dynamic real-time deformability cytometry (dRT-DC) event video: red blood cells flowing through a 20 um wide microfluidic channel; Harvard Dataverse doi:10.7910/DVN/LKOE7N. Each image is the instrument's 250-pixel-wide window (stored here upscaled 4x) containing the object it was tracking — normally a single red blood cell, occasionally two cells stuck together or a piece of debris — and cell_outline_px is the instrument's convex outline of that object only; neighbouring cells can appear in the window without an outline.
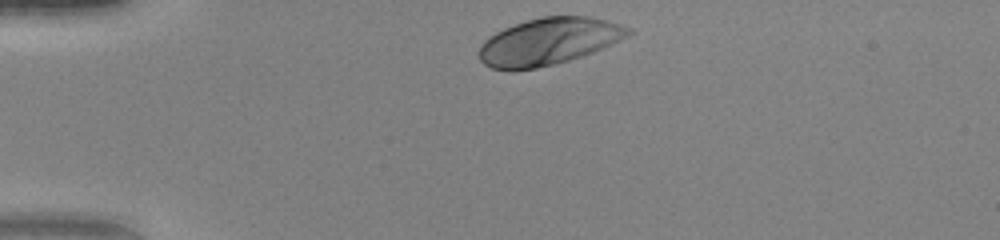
{"species": "human", "species_latin": "Homo sapiens", "temperature_condition": "warm", "stored_images_in_passage": 31, "camera_frame_rate_fps": 3000, "um_per_image_px": 0.085, "donor": {"sex": "female"}, "frame": {"image": 1, "passage_image": 1, "time_ms": 0.0, "image_size_px": [1000, 240], "cell_outline_px": [[636, 32], [612, 44], [592, 52], [568, 60], [536, 68], [512, 72], [492, 68], [484, 64], [480, 60], [480, 44], [488, 36], [504, 28], [540, 16], [588, 16], [620, 24], [632, 28]], "centroid_in_image_um": [46.63, 3.53], "position_along_channel_um": 38.4, "area_um2": 40.86}}
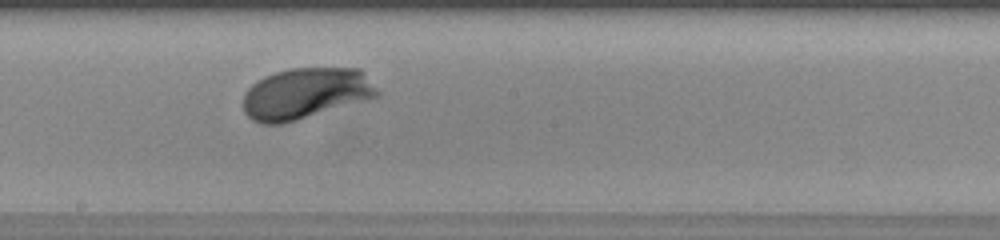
{"frame": {"image": 2, "passage_image": 18, "time_ms": 5.667, "image_size_px": [1000, 240], "cell_outline_px": [[380, 96], [368, 100], [284, 124], [260, 124], [252, 120], [244, 112], [244, 92], [256, 80], [264, 76], [288, 68], [360, 68], [364, 72], [380, 92]], "centroid_in_image_um": [25.98, 7.95], "position_along_channel_um": 222.2, "area_um2": 40.4}}
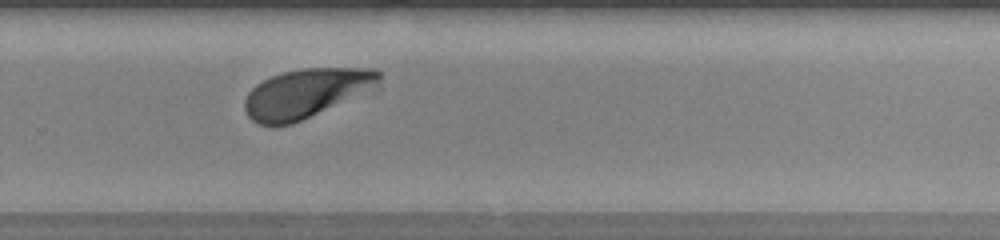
{"frame": {"image": 3, "passage_image": 24, "time_ms": 7.667, "image_size_px": [1000, 240], "cell_outline_px": [[380, 92], [292, 124], [276, 128], [272, 128], [256, 124], [248, 116], [244, 108], [244, 100], [248, 92], [256, 84], [272, 76], [284, 72], [304, 68], [376, 68], [380, 72]], "centroid_in_image_um": [26.17, 7.98], "position_along_channel_um": 303.6, "area_um2": 40.63}, "authors_computed_cell_mechanics": {"area_um2": 40.4022, "velocity_mm_per_s": 4.0729, "shape_relaxation_time_tau1_ms": 0.9221, "shape_relaxation_time_tau2_ms": null, "deformation_change_tau1": 0.1158, "deformation_change_tau2": null}}